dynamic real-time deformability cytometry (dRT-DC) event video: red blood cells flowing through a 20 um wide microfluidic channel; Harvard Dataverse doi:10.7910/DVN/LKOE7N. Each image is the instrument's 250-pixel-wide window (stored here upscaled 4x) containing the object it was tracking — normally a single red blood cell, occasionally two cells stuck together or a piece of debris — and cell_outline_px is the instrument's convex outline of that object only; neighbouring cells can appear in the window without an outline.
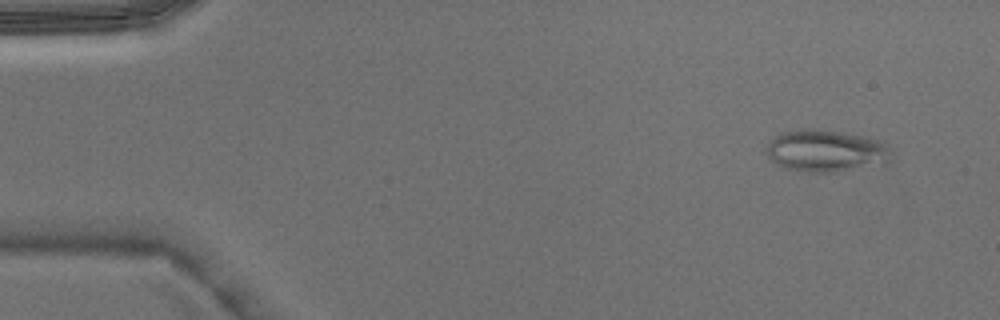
{"species": "Egyptian fruit bat (a non-hibernating species)", "species_latin": "Rousettus aegyptiacus", "temperature_condition": "warm", "stored_images_in_passage": 4, "camera_frame_rate_fps": 3000, "um_per_image_px": 0.085, "animal": {"sex": "male"}, "frame": {"image": 1, "passage_image": 1, "time_ms": 0.0, "image_size_px": [1000, 320], "cell_outline_px": [[892, 160], [888, 164], [836, 172], [808, 172], [788, 168], [772, 160], [764, 152], [764, 148], [780, 132], [796, 128], [816, 128], [844, 132], [868, 136], [880, 140], [892, 152]], "centroid_in_image_um": [70.25, 12.8], "position_along_channel_um": 14.7, "area_um2": 31.27}}